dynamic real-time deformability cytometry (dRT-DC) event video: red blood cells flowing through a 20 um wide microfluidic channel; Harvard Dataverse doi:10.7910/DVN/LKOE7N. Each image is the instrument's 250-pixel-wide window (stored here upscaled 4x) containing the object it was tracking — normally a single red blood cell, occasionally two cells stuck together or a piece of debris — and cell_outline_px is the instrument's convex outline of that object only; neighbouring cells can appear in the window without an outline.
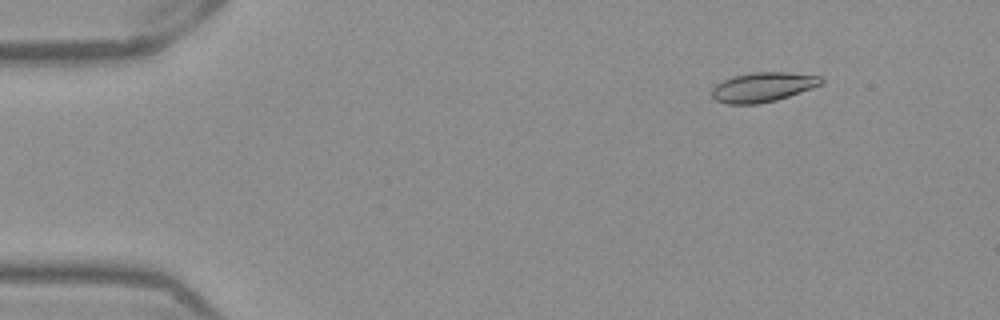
{"species": "Egyptian fruit bat (a non-hibernating species)", "species_latin": "Rousettus aegyptiacus", "temperature_condition": "warm", "stored_images_in_passage": 53, "camera_frame_rate_fps": 3000, "um_per_image_px": 0.085, "frame": {"image": 1, "passage_image": 7, "time_ms": 2.0, "image_size_px": [1000, 320], "cell_outline_px": [[824, 84], [776, 100], [756, 104], [724, 104], [716, 100], [712, 96], [712, 88], [716, 84], [732, 76], [752, 72], [788, 72], [820, 76], [824, 80]], "centroid_in_image_um": [64.84, 7.4], "position_along_channel_um": 20.2, "area_um2": 18.9}}
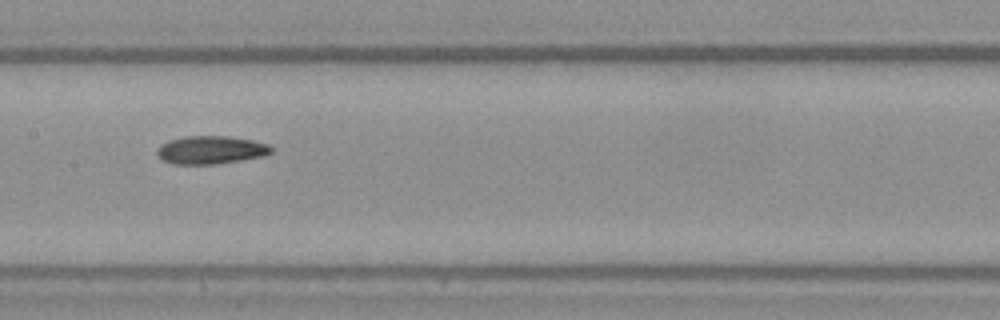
{"frame": {"image": 2, "passage_image": 27, "time_ms": 8.667, "image_size_px": [1000, 320], "cell_outline_px": [[272, 152], [264, 156], [216, 164], [172, 164], [160, 160], [156, 152], [160, 144], [168, 140], [184, 136], [228, 136], [252, 140], [268, 144], [272, 148]], "centroid_in_image_um": [17.88, 12.74], "position_along_channel_um": 189.5, "area_um2": 18.84}}
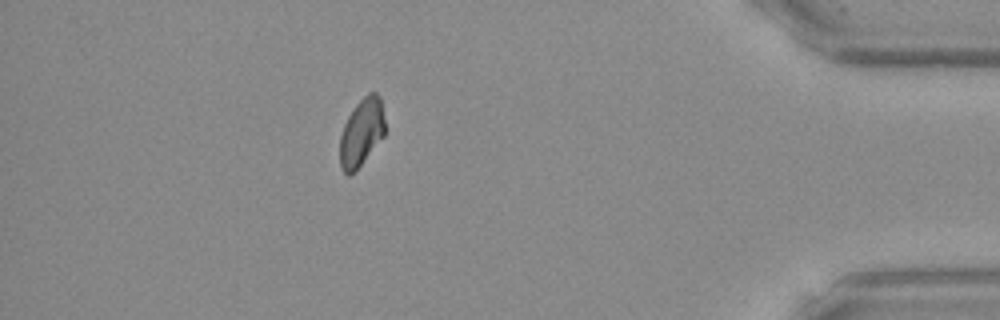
{"frame": {"image": 3, "passage_image": 47, "time_ms": 15.333, "image_size_px": [1000, 320], "cell_outline_px": [[384, 136], [356, 172], [348, 176], [340, 168], [340, 136], [344, 124], [348, 116], [356, 104], [368, 92], [376, 92], [380, 96], [384, 120]], "centroid_in_image_um": [30.72, 11.29], "position_along_channel_um": 404.5, "area_um2": 17.92}}